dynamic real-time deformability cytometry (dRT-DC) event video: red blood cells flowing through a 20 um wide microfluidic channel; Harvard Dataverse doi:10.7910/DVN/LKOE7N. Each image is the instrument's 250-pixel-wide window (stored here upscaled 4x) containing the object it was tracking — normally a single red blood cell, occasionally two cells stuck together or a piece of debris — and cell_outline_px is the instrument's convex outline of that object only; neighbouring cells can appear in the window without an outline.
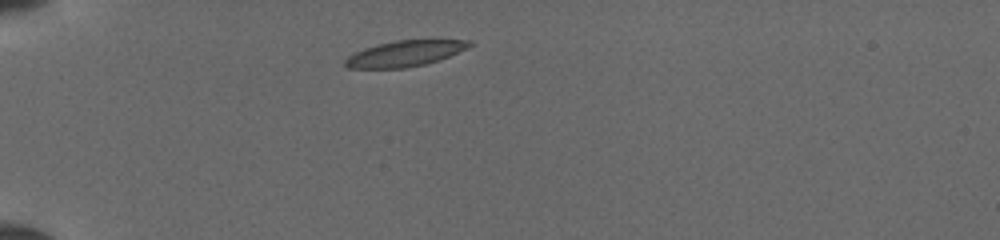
{"species": "common noctule bat (a hibernating species)", "species_latin": "Nyctalus noctula", "temperature_condition": "cold", "stored_images_in_passage": 36, "camera_frame_rate_fps": 3000, "um_per_image_px": 0.085, "animal": {"sex": "female", "body_mass_g": 19.5, "forearm_length_mm": 54.1}, "frame": {"image": 1, "passage_image": 1, "time_ms": 0.0, "image_size_px": [1000, 240], "cell_outline_px": [[476, 44], [468, 48], [448, 56], [424, 64], [404, 68], [348, 68], [344, 64], [344, 60], [348, 56], [364, 48], [396, 40], [472, 40]], "centroid_in_image_um": [34.43, 4.54], "position_along_channel_um": 50.6, "area_um2": 18.5}}
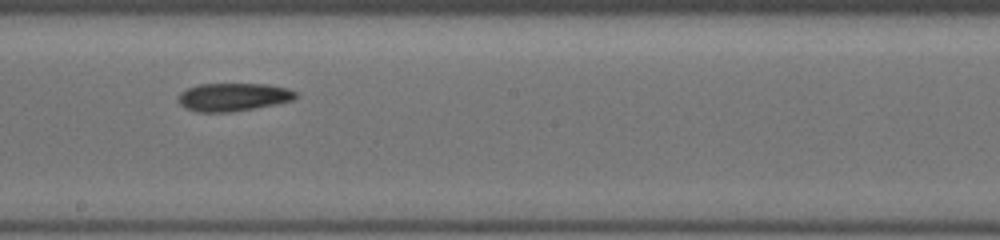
{"frame": {"image": 2, "passage_image": 16, "time_ms": 5.0, "image_size_px": [1000, 240], "cell_outline_px": [[300, 96], [292, 100], [276, 104], [256, 108], [232, 112], [196, 112], [184, 108], [176, 100], [180, 92], [188, 88], [200, 84], [268, 84], [288, 88], [296, 92]], "centroid_in_image_um": [19.82, 8.25], "position_along_channel_um": 228.4, "area_um2": 19.48}}
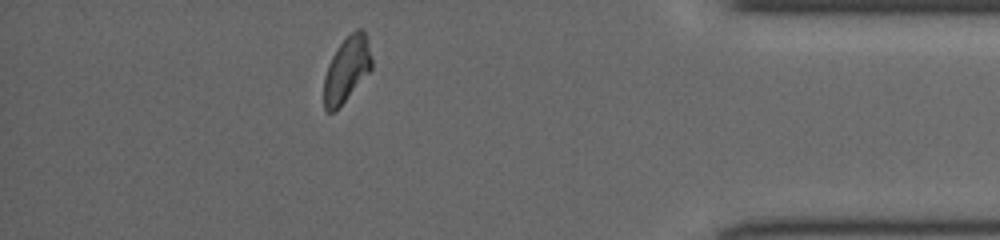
{"frame": {"image": 3, "passage_image": 31, "time_ms": 10.0, "image_size_px": [1000, 240], "cell_outline_px": [[372, 68], [344, 100], [332, 112], [328, 112], [324, 108], [324, 76], [328, 64], [336, 48], [356, 28], [360, 28], [368, 36], [372, 60]], "centroid_in_image_um": [29.47, 5.83], "position_along_channel_um": 405.7, "area_um2": 17.8}}